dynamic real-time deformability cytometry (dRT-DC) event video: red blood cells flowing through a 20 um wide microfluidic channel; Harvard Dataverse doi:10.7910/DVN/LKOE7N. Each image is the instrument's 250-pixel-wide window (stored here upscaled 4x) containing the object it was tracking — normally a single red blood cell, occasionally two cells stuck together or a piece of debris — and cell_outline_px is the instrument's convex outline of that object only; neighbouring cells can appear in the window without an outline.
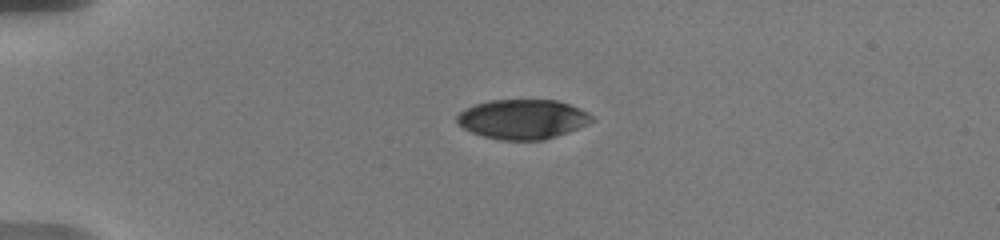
{"species": "human", "species_latin": "Homo sapiens", "temperature_condition": "warm", "stored_images_in_passage": 32, "camera_frame_rate_fps": 3000, "um_per_image_px": 0.085, "donor": {"sex": "male"}, "frame": {"image": 1, "passage_image": 1, "time_ms": 0.0, "image_size_px": [1000, 240], "cell_outline_px": [[596, 120], [588, 124], [568, 132], [544, 140], [500, 140], [484, 136], [472, 132], [464, 128], [456, 120], [456, 116], [464, 108], [488, 100], [556, 100], [580, 108], [588, 112]], "centroid_in_image_um": [44.44, 10.13], "position_along_channel_um": 40.6, "area_um2": 31.15}}
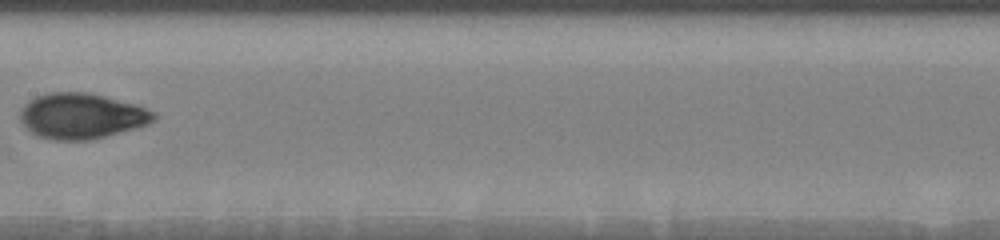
{"frame": {"image": 2, "passage_image": 8, "time_ms": 5.667, "image_size_px": [1000, 240], "cell_outline_px": [[156, 120], [148, 124], [136, 128], [92, 140], [52, 140], [36, 136], [20, 120], [20, 112], [24, 104], [36, 96], [48, 92], [88, 92], [136, 104], [156, 112]], "centroid_in_image_um": [6.95, 9.86], "position_along_channel_um": 200.5, "area_um2": 35.66}}
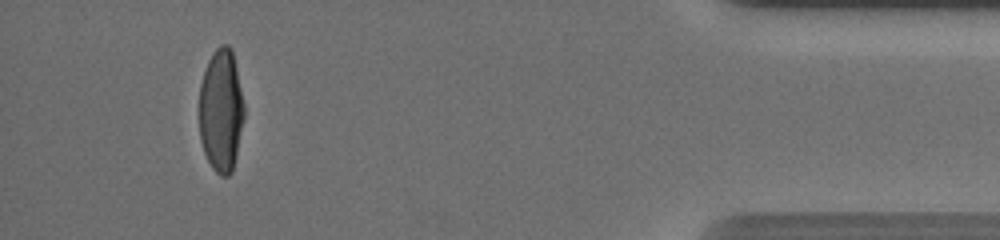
{"frame": {"image": 3, "passage_image": 29, "time_ms": 13.0, "image_size_px": [1000, 240], "cell_outline_px": [[244, 116], [232, 172], [228, 176], [220, 176], [212, 168], [204, 152], [200, 140], [200, 84], [208, 60], [212, 52], [220, 44], [228, 44], [232, 48], [244, 104]], "centroid_in_image_um": [18.79, 9.37], "position_along_channel_um": 416.4, "area_um2": 32.08}, "authors_computed_cell_mechanics": {"area_um2": 33.2639, "velocity_mm_per_s": 3.6345, "shape_relaxation_time_tau1_ms": 3.8724, "shape_relaxation_time_tau2_ms": 1.2132, "deformation_change_tau1": 0.1837, "deformation_change_tau2": 0.0505}}